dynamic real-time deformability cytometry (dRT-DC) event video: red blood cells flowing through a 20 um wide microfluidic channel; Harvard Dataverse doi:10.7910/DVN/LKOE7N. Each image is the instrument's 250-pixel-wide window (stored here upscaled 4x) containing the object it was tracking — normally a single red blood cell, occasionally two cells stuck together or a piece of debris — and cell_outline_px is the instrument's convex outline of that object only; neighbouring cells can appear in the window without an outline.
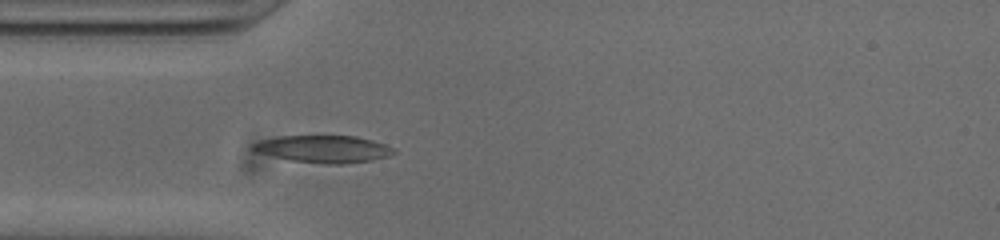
{"species": "common noctule bat (a hibernating species)", "species_latin": "Nyctalus noctula", "temperature_condition": "cold", "stored_images_in_passage": 41, "camera_frame_rate_fps": 3000, "um_per_image_px": 0.085, "animal": {"sex": "male", "body_mass_g": 20.0, "forearm_length_mm": 53.3}, "frame": {"image": 1, "passage_image": 2, "time_ms": 0.333, "image_size_px": [1000, 240], "cell_outline_px": [[396, 152], [388, 156], [372, 160], [344, 164], [324, 164], [292, 160], [260, 152], [252, 148], [252, 144], [264, 140], [280, 136], [356, 136], [372, 140], [384, 144], [392, 148]], "centroid_in_image_um": [27.57, 12.66], "position_along_channel_um": 57.4, "area_um2": 21.85}}
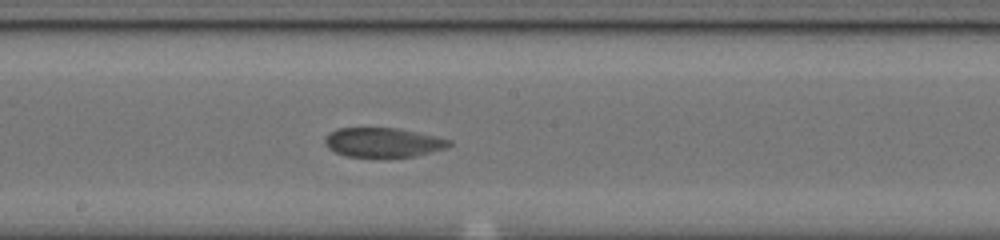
{"frame": {"image": 2, "passage_image": 15, "time_ms": 4.667, "image_size_px": [1000, 240], "cell_outline_px": [[452, 144], [448, 148], [412, 156], [384, 160], [348, 156], [336, 152], [328, 148], [324, 144], [324, 136], [328, 132], [336, 128], [400, 128], [436, 136], [452, 140]], "centroid_in_image_um": [32.54, 12.13], "position_along_channel_um": 215.7, "area_um2": 22.2}}
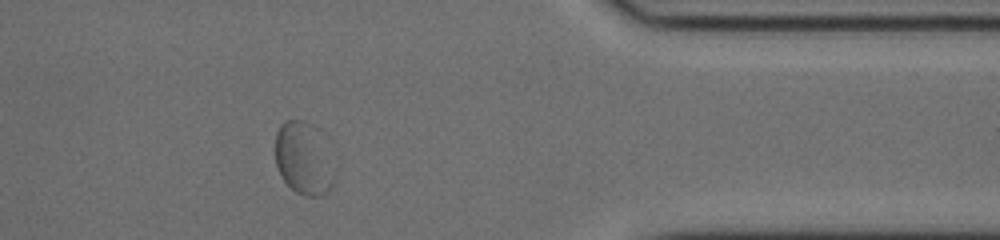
{"frame": {"image": 3, "passage_image": 31, "time_ms": 10.0, "image_size_px": [1000, 240], "cell_outline_px": [[336, 176], [332, 184], [320, 196], [304, 196], [296, 192], [284, 180], [276, 164], [276, 132], [280, 124], [284, 120], [300, 120], [312, 124], [320, 128]], "centroid_in_image_um": [25.82, 13.43], "position_along_channel_um": 385.6, "area_um2": 25.09}}